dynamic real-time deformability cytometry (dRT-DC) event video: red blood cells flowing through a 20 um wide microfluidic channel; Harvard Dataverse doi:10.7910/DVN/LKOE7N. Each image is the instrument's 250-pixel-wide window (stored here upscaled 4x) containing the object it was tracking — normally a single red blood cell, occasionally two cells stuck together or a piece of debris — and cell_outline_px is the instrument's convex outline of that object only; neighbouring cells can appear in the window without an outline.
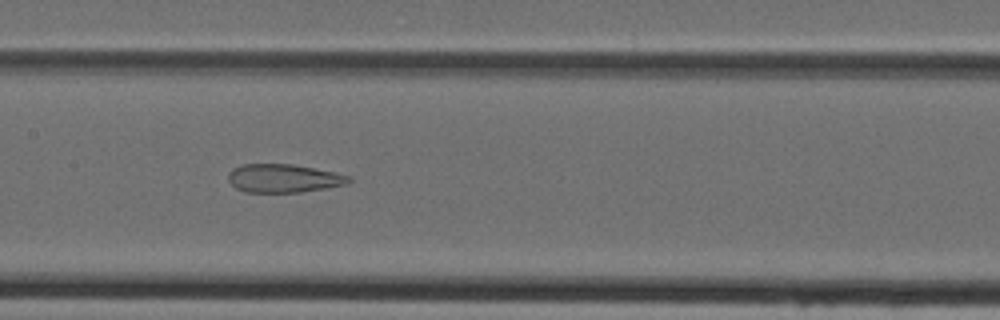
{"species": "Egyptian fruit bat (a non-hibernating species)", "species_latin": "Rousettus aegyptiacus", "temperature_condition": "cold", "stored_images_in_passage": 47, "camera_frame_rate_fps": 3000, "um_per_image_px": 0.085, "animal": {"sex": "female"}, "frame": {"image": 1, "passage_image": 23, "time_ms": 7.333, "image_size_px": [1000, 320], "cell_outline_px": [[352, 180], [348, 184], [300, 192], [244, 192], [236, 188], [228, 180], [228, 172], [232, 168], [244, 164], [292, 164], [352, 176]], "centroid_in_image_um": [24.09, 15.16], "position_along_channel_um": 183.3, "area_um2": 19.88}}
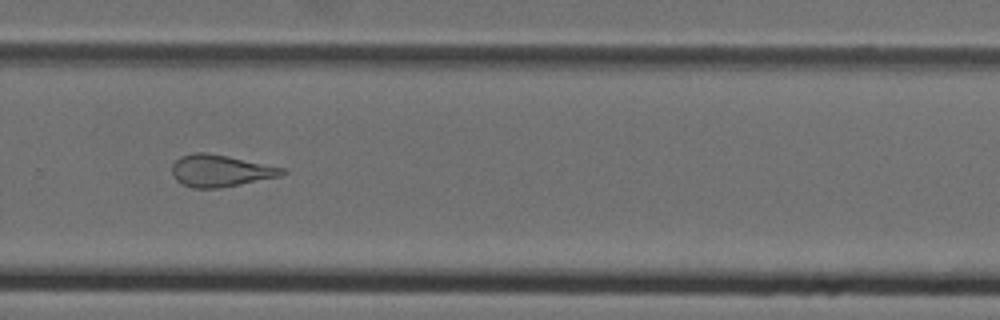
{"frame": {"image": 2, "passage_image": 32, "time_ms": 10.333, "image_size_px": [1000, 320], "cell_outline_px": [[288, 172], [280, 176], [220, 188], [192, 188], [176, 180], [172, 176], [172, 164], [180, 156], [192, 152], [204, 152], [228, 156], [288, 168]], "centroid_in_image_um": [18.75, 14.5], "position_along_channel_um": 311.0, "area_um2": 20.69}}
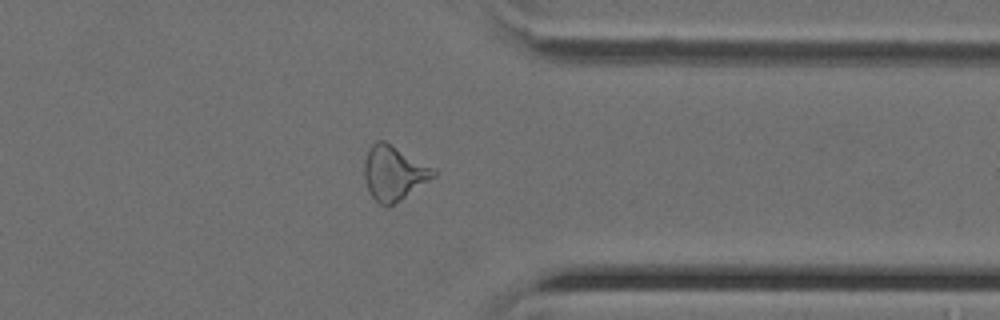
{"frame": {"image": 3, "passage_image": 37, "time_ms": 12.0, "image_size_px": [1000, 320], "cell_outline_px": [[440, 172], [436, 176], [388, 208], [380, 204], [372, 196], [368, 188], [364, 176], [364, 160], [372, 144], [376, 140], [384, 140], [436, 168]], "centroid_in_image_um": [33.51, 14.7], "position_along_channel_um": 377.9, "area_um2": 22.14}}